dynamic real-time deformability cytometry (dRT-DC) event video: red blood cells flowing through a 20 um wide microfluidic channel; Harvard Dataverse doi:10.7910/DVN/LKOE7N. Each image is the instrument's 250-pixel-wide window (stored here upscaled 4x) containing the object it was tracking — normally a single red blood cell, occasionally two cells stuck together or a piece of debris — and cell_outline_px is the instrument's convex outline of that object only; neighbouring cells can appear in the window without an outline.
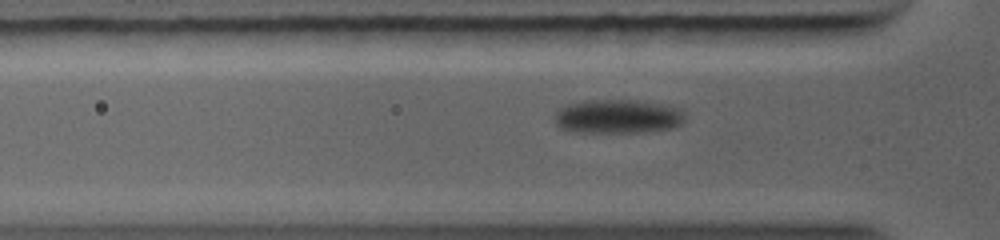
{"species": "common noctule bat (a hibernating species)", "species_latin": "Nyctalus noctula", "temperature_condition": "warm", "stored_images_in_passage": 8, "camera_frame_rate_fps": 5000, "um_per_image_px": 0.085, "animal": {"sex": "female", "body_mass_g": 19.0, "forearm_length_mm": 56.7}, "frame": {"image": 1, "passage_image": 6, "time_ms": 1.2, "image_size_px": [1000, 240], "cell_outline_px": [[684, 120], [680, 124], [672, 128], [640, 132], [580, 132], [560, 128], [556, 124], [556, 112], [560, 108], [568, 104], [584, 100], [636, 100], [684, 108]], "centroid_in_image_um": [52.54, 9.89], "position_along_channel_um": 73.3, "area_um2": 25.78}}